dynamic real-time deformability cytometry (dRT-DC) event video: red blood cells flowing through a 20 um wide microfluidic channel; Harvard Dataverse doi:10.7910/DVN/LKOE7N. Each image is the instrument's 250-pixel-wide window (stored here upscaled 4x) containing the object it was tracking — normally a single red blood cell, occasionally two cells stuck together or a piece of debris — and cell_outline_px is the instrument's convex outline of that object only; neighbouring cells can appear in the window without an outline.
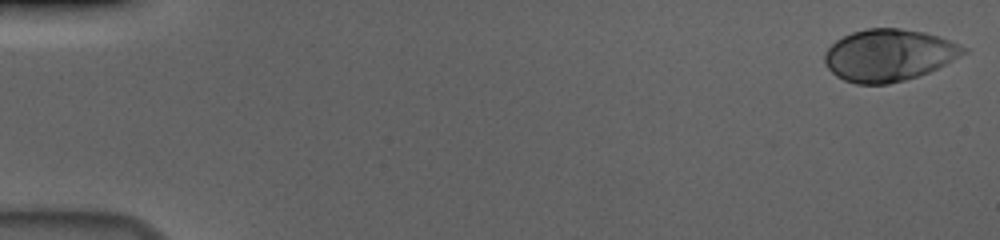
{"species": "human", "species_latin": "Homo sapiens", "temperature_condition": "cold", "stored_images_in_passage": 12, "camera_frame_rate_fps": 3000, "um_per_image_px": 0.085, "donor": {"sex": "male"}, "frame": {"image": 1, "passage_image": 1, "time_ms": 0.0, "image_size_px": [1000, 240], "cell_outline_px": [[968, 52], [928, 72], [904, 80], [888, 84], [856, 84], [844, 80], [836, 76], [824, 64], [824, 56], [828, 48], [836, 40], [852, 32], [868, 28], [900, 28], [924, 32], [948, 40], [968, 48]], "centroid_in_image_um": [75.52, 4.69], "position_along_channel_um": 9.5, "area_um2": 41.73}}